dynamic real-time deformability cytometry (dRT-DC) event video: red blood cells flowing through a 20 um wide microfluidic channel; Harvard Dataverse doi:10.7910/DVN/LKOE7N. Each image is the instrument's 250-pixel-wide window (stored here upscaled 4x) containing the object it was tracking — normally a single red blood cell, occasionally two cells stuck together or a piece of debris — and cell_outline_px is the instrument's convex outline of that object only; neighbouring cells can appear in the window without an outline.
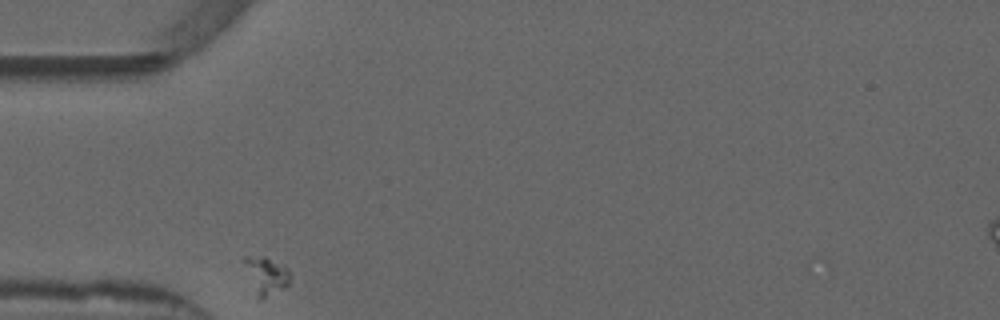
{"species": "common noctule bat (a hibernating species)", "species_latin": "Nyctalus noctula", "temperature_condition": "warm", "stored_images_in_passage": 30, "camera_frame_rate_fps": 3000, "um_per_image_px": 0.085, "animal": {"sex": "male", "forearm_length_mm": 52.5}, "frame": {"image": 1, "passage_image": 1, "time_ms": 0.0, "image_size_px": [1000, 320], "cell_outline_px": [[292, 276], [288, 284], [284, 288], [260, 300], [240, 260], [244, 256], [264, 256], [288, 268]], "centroid_in_image_um": [22.6, 23.37], "position_along_channel_um": 62.4, "area_um2": 10.06}}